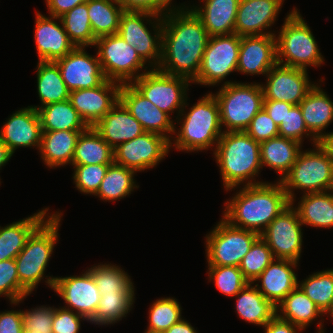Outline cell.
Returning a JSON list of instances; mask_svg holds the SVG:
<instances>
[{
	"label": "cell",
	"instance_id": "cell-56",
	"mask_svg": "<svg viewBox=\"0 0 333 333\" xmlns=\"http://www.w3.org/2000/svg\"><path fill=\"white\" fill-rule=\"evenodd\" d=\"M263 328L265 333H299L303 331L300 327L293 325L290 321L281 319L277 314L267 322Z\"/></svg>",
	"mask_w": 333,
	"mask_h": 333
},
{
	"label": "cell",
	"instance_id": "cell-15",
	"mask_svg": "<svg viewBox=\"0 0 333 333\" xmlns=\"http://www.w3.org/2000/svg\"><path fill=\"white\" fill-rule=\"evenodd\" d=\"M45 282L64 300L67 306L63 308L78 313L88 321L93 317L101 295L88 270L80 276H46Z\"/></svg>",
	"mask_w": 333,
	"mask_h": 333
},
{
	"label": "cell",
	"instance_id": "cell-37",
	"mask_svg": "<svg viewBox=\"0 0 333 333\" xmlns=\"http://www.w3.org/2000/svg\"><path fill=\"white\" fill-rule=\"evenodd\" d=\"M113 162V148L93 127L80 133L71 165L112 164Z\"/></svg>",
	"mask_w": 333,
	"mask_h": 333
},
{
	"label": "cell",
	"instance_id": "cell-27",
	"mask_svg": "<svg viewBox=\"0 0 333 333\" xmlns=\"http://www.w3.org/2000/svg\"><path fill=\"white\" fill-rule=\"evenodd\" d=\"M240 0H202L204 5L189 7L201 19L209 36L235 33V22Z\"/></svg>",
	"mask_w": 333,
	"mask_h": 333
},
{
	"label": "cell",
	"instance_id": "cell-5",
	"mask_svg": "<svg viewBox=\"0 0 333 333\" xmlns=\"http://www.w3.org/2000/svg\"><path fill=\"white\" fill-rule=\"evenodd\" d=\"M62 212L50 216L32 233L24 248L16 256V268L20 284L31 294L41 280L53 255L59 237Z\"/></svg>",
	"mask_w": 333,
	"mask_h": 333
},
{
	"label": "cell",
	"instance_id": "cell-53",
	"mask_svg": "<svg viewBox=\"0 0 333 333\" xmlns=\"http://www.w3.org/2000/svg\"><path fill=\"white\" fill-rule=\"evenodd\" d=\"M88 321L74 311L59 307L54 309L52 333H79L81 321Z\"/></svg>",
	"mask_w": 333,
	"mask_h": 333
},
{
	"label": "cell",
	"instance_id": "cell-32",
	"mask_svg": "<svg viewBox=\"0 0 333 333\" xmlns=\"http://www.w3.org/2000/svg\"><path fill=\"white\" fill-rule=\"evenodd\" d=\"M252 285L248 283L234 296L237 297L235 312L245 322L264 327L277 314V309Z\"/></svg>",
	"mask_w": 333,
	"mask_h": 333
},
{
	"label": "cell",
	"instance_id": "cell-45",
	"mask_svg": "<svg viewBox=\"0 0 333 333\" xmlns=\"http://www.w3.org/2000/svg\"><path fill=\"white\" fill-rule=\"evenodd\" d=\"M275 260L268 244L259 236L242 259L239 269L249 283L254 280Z\"/></svg>",
	"mask_w": 333,
	"mask_h": 333
},
{
	"label": "cell",
	"instance_id": "cell-20",
	"mask_svg": "<svg viewBox=\"0 0 333 333\" xmlns=\"http://www.w3.org/2000/svg\"><path fill=\"white\" fill-rule=\"evenodd\" d=\"M121 84L105 80L100 86L70 92L72 106L89 127H93L119 101Z\"/></svg>",
	"mask_w": 333,
	"mask_h": 333
},
{
	"label": "cell",
	"instance_id": "cell-16",
	"mask_svg": "<svg viewBox=\"0 0 333 333\" xmlns=\"http://www.w3.org/2000/svg\"><path fill=\"white\" fill-rule=\"evenodd\" d=\"M170 141L155 133L144 132L113 149L114 163L141 172L153 168L167 157Z\"/></svg>",
	"mask_w": 333,
	"mask_h": 333
},
{
	"label": "cell",
	"instance_id": "cell-24",
	"mask_svg": "<svg viewBox=\"0 0 333 333\" xmlns=\"http://www.w3.org/2000/svg\"><path fill=\"white\" fill-rule=\"evenodd\" d=\"M35 18L34 39L38 61L54 62L75 48L59 17H48L37 11Z\"/></svg>",
	"mask_w": 333,
	"mask_h": 333
},
{
	"label": "cell",
	"instance_id": "cell-8",
	"mask_svg": "<svg viewBox=\"0 0 333 333\" xmlns=\"http://www.w3.org/2000/svg\"><path fill=\"white\" fill-rule=\"evenodd\" d=\"M313 147L312 150H301L291 170L281 181L293 206L295 189H301L303 195L333 190V162L318 144Z\"/></svg>",
	"mask_w": 333,
	"mask_h": 333
},
{
	"label": "cell",
	"instance_id": "cell-48",
	"mask_svg": "<svg viewBox=\"0 0 333 333\" xmlns=\"http://www.w3.org/2000/svg\"><path fill=\"white\" fill-rule=\"evenodd\" d=\"M111 164L72 165L73 180L77 190L83 194L95 195Z\"/></svg>",
	"mask_w": 333,
	"mask_h": 333
},
{
	"label": "cell",
	"instance_id": "cell-25",
	"mask_svg": "<svg viewBox=\"0 0 333 333\" xmlns=\"http://www.w3.org/2000/svg\"><path fill=\"white\" fill-rule=\"evenodd\" d=\"M299 263L290 260L275 259L254 280V286L260 293L277 307L284 298L298 286V277L294 268Z\"/></svg>",
	"mask_w": 333,
	"mask_h": 333
},
{
	"label": "cell",
	"instance_id": "cell-2",
	"mask_svg": "<svg viewBox=\"0 0 333 333\" xmlns=\"http://www.w3.org/2000/svg\"><path fill=\"white\" fill-rule=\"evenodd\" d=\"M224 203L227 222L259 235L291 204L281 181L244 185Z\"/></svg>",
	"mask_w": 333,
	"mask_h": 333
},
{
	"label": "cell",
	"instance_id": "cell-34",
	"mask_svg": "<svg viewBox=\"0 0 333 333\" xmlns=\"http://www.w3.org/2000/svg\"><path fill=\"white\" fill-rule=\"evenodd\" d=\"M276 309L277 315L281 319L290 321L302 330H305L320 316L325 315L299 286L291 291Z\"/></svg>",
	"mask_w": 333,
	"mask_h": 333
},
{
	"label": "cell",
	"instance_id": "cell-9",
	"mask_svg": "<svg viewBox=\"0 0 333 333\" xmlns=\"http://www.w3.org/2000/svg\"><path fill=\"white\" fill-rule=\"evenodd\" d=\"M146 23L151 24L150 31L153 30V33L149 31ZM162 33L163 16L161 15L147 11H124L121 14L117 34L126 43L132 45L146 63L148 62V67L157 68L161 62Z\"/></svg>",
	"mask_w": 333,
	"mask_h": 333
},
{
	"label": "cell",
	"instance_id": "cell-35",
	"mask_svg": "<svg viewBox=\"0 0 333 333\" xmlns=\"http://www.w3.org/2000/svg\"><path fill=\"white\" fill-rule=\"evenodd\" d=\"M42 131H85V123L70 100L48 104L37 109Z\"/></svg>",
	"mask_w": 333,
	"mask_h": 333
},
{
	"label": "cell",
	"instance_id": "cell-17",
	"mask_svg": "<svg viewBox=\"0 0 333 333\" xmlns=\"http://www.w3.org/2000/svg\"><path fill=\"white\" fill-rule=\"evenodd\" d=\"M265 76L266 84H261L264 100L298 105L315 85L309 80L307 70L279 63H276Z\"/></svg>",
	"mask_w": 333,
	"mask_h": 333
},
{
	"label": "cell",
	"instance_id": "cell-10",
	"mask_svg": "<svg viewBox=\"0 0 333 333\" xmlns=\"http://www.w3.org/2000/svg\"><path fill=\"white\" fill-rule=\"evenodd\" d=\"M94 47L98 49L97 55L107 80L120 84H131L149 71L148 67L145 66L146 62L132 45L126 43L118 34L97 38ZM142 69L144 72L140 73Z\"/></svg>",
	"mask_w": 333,
	"mask_h": 333
},
{
	"label": "cell",
	"instance_id": "cell-33",
	"mask_svg": "<svg viewBox=\"0 0 333 333\" xmlns=\"http://www.w3.org/2000/svg\"><path fill=\"white\" fill-rule=\"evenodd\" d=\"M300 199L295 209L304 226L324 229L333 227V190L307 193Z\"/></svg>",
	"mask_w": 333,
	"mask_h": 333
},
{
	"label": "cell",
	"instance_id": "cell-22",
	"mask_svg": "<svg viewBox=\"0 0 333 333\" xmlns=\"http://www.w3.org/2000/svg\"><path fill=\"white\" fill-rule=\"evenodd\" d=\"M276 36L240 37L237 72L265 76L277 63Z\"/></svg>",
	"mask_w": 333,
	"mask_h": 333
},
{
	"label": "cell",
	"instance_id": "cell-12",
	"mask_svg": "<svg viewBox=\"0 0 333 333\" xmlns=\"http://www.w3.org/2000/svg\"><path fill=\"white\" fill-rule=\"evenodd\" d=\"M190 83L192 84L189 79L182 76L169 75L157 68H149L148 72L134 80L131 85L160 110L169 115L176 111L179 115L188 98L187 90Z\"/></svg>",
	"mask_w": 333,
	"mask_h": 333
},
{
	"label": "cell",
	"instance_id": "cell-14",
	"mask_svg": "<svg viewBox=\"0 0 333 333\" xmlns=\"http://www.w3.org/2000/svg\"><path fill=\"white\" fill-rule=\"evenodd\" d=\"M302 222L295 207L290 204L260 234L275 259L299 263L303 245Z\"/></svg>",
	"mask_w": 333,
	"mask_h": 333
},
{
	"label": "cell",
	"instance_id": "cell-39",
	"mask_svg": "<svg viewBox=\"0 0 333 333\" xmlns=\"http://www.w3.org/2000/svg\"><path fill=\"white\" fill-rule=\"evenodd\" d=\"M137 172L124 166L115 164L114 162L108 167L101 185L94 196H98L100 200L117 201L131 194L134 189H138L134 181V175Z\"/></svg>",
	"mask_w": 333,
	"mask_h": 333
},
{
	"label": "cell",
	"instance_id": "cell-44",
	"mask_svg": "<svg viewBox=\"0 0 333 333\" xmlns=\"http://www.w3.org/2000/svg\"><path fill=\"white\" fill-rule=\"evenodd\" d=\"M182 307L176 298L156 299L149 308L148 327L150 333H164L182 319Z\"/></svg>",
	"mask_w": 333,
	"mask_h": 333
},
{
	"label": "cell",
	"instance_id": "cell-3",
	"mask_svg": "<svg viewBox=\"0 0 333 333\" xmlns=\"http://www.w3.org/2000/svg\"><path fill=\"white\" fill-rule=\"evenodd\" d=\"M214 149L213 155L226 191L240 188L242 184L246 186L264 183L256 181L255 178L263 169L260 143L245 131L223 132Z\"/></svg>",
	"mask_w": 333,
	"mask_h": 333
},
{
	"label": "cell",
	"instance_id": "cell-36",
	"mask_svg": "<svg viewBox=\"0 0 333 333\" xmlns=\"http://www.w3.org/2000/svg\"><path fill=\"white\" fill-rule=\"evenodd\" d=\"M37 92L41 106H32L36 110L51 103L69 99L70 91L65 85L58 65L53 61H38L36 67Z\"/></svg>",
	"mask_w": 333,
	"mask_h": 333
},
{
	"label": "cell",
	"instance_id": "cell-59",
	"mask_svg": "<svg viewBox=\"0 0 333 333\" xmlns=\"http://www.w3.org/2000/svg\"><path fill=\"white\" fill-rule=\"evenodd\" d=\"M164 333H198L192 325L185 319H181L179 322L172 325Z\"/></svg>",
	"mask_w": 333,
	"mask_h": 333
},
{
	"label": "cell",
	"instance_id": "cell-7",
	"mask_svg": "<svg viewBox=\"0 0 333 333\" xmlns=\"http://www.w3.org/2000/svg\"><path fill=\"white\" fill-rule=\"evenodd\" d=\"M216 94L223 132L245 131L263 108L264 93L260 83L225 81Z\"/></svg>",
	"mask_w": 333,
	"mask_h": 333
},
{
	"label": "cell",
	"instance_id": "cell-18",
	"mask_svg": "<svg viewBox=\"0 0 333 333\" xmlns=\"http://www.w3.org/2000/svg\"><path fill=\"white\" fill-rule=\"evenodd\" d=\"M86 47H75L66 56L54 61L69 91L94 88L105 80L101 64L96 57L85 51Z\"/></svg>",
	"mask_w": 333,
	"mask_h": 333
},
{
	"label": "cell",
	"instance_id": "cell-47",
	"mask_svg": "<svg viewBox=\"0 0 333 333\" xmlns=\"http://www.w3.org/2000/svg\"><path fill=\"white\" fill-rule=\"evenodd\" d=\"M30 293L20 284L15 259L0 262V296L19 305Z\"/></svg>",
	"mask_w": 333,
	"mask_h": 333
},
{
	"label": "cell",
	"instance_id": "cell-23",
	"mask_svg": "<svg viewBox=\"0 0 333 333\" xmlns=\"http://www.w3.org/2000/svg\"><path fill=\"white\" fill-rule=\"evenodd\" d=\"M9 117L0 129V138L10 151L14 154L20 147H37L39 150L42 128L37 110L28 106Z\"/></svg>",
	"mask_w": 333,
	"mask_h": 333
},
{
	"label": "cell",
	"instance_id": "cell-21",
	"mask_svg": "<svg viewBox=\"0 0 333 333\" xmlns=\"http://www.w3.org/2000/svg\"><path fill=\"white\" fill-rule=\"evenodd\" d=\"M283 3L284 0H240L235 34L240 37L276 35L268 29L274 25Z\"/></svg>",
	"mask_w": 333,
	"mask_h": 333
},
{
	"label": "cell",
	"instance_id": "cell-58",
	"mask_svg": "<svg viewBox=\"0 0 333 333\" xmlns=\"http://www.w3.org/2000/svg\"><path fill=\"white\" fill-rule=\"evenodd\" d=\"M318 146L325 152L333 162V132L324 133L318 140Z\"/></svg>",
	"mask_w": 333,
	"mask_h": 333
},
{
	"label": "cell",
	"instance_id": "cell-38",
	"mask_svg": "<svg viewBox=\"0 0 333 333\" xmlns=\"http://www.w3.org/2000/svg\"><path fill=\"white\" fill-rule=\"evenodd\" d=\"M86 3L92 32L96 38L118 33L124 9L117 0H88Z\"/></svg>",
	"mask_w": 333,
	"mask_h": 333
},
{
	"label": "cell",
	"instance_id": "cell-60",
	"mask_svg": "<svg viewBox=\"0 0 333 333\" xmlns=\"http://www.w3.org/2000/svg\"><path fill=\"white\" fill-rule=\"evenodd\" d=\"M13 153L0 138V170L11 159Z\"/></svg>",
	"mask_w": 333,
	"mask_h": 333
},
{
	"label": "cell",
	"instance_id": "cell-51",
	"mask_svg": "<svg viewBox=\"0 0 333 333\" xmlns=\"http://www.w3.org/2000/svg\"><path fill=\"white\" fill-rule=\"evenodd\" d=\"M245 132L259 143L279 135L278 126L264 108L255 115Z\"/></svg>",
	"mask_w": 333,
	"mask_h": 333
},
{
	"label": "cell",
	"instance_id": "cell-63",
	"mask_svg": "<svg viewBox=\"0 0 333 333\" xmlns=\"http://www.w3.org/2000/svg\"><path fill=\"white\" fill-rule=\"evenodd\" d=\"M23 333H34V331H32V330H27V329H24V330H23Z\"/></svg>",
	"mask_w": 333,
	"mask_h": 333
},
{
	"label": "cell",
	"instance_id": "cell-4",
	"mask_svg": "<svg viewBox=\"0 0 333 333\" xmlns=\"http://www.w3.org/2000/svg\"><path fill=\"white\" fill-rule=\"evenodd\" d=\"M187 99L184 108L176 117L175 123H181L179 129L174 130L175 137H171L170 147L179 151L194 152L209 150L217 145L223 134L220 123L219 105L213 93L201 97L187 113ZM185 112V113H184ZM183 118H182V117ZM178 131V132H177ZM172 138H174L172 140ZM173 144V145H172Z\"/></svg>",
	"mask_w": 333,
	"mask_h": 333
},
{
	"label": "cell",
	"instance_id": "cell-50",
	"mask_svg": "<svg viewBox=\"0 0 333 333\" xmlns=\"http://www.w3.org/2000/svg\"><path fill=\"white\" fill-rule=\"evenodd\" d=\"M54 309L53 306L42 305L31 310H22L24 329L34 333H52Z\"/></svg>",
	"mask_w": 333,
	"mask_h": 333
},
{
	"label": "cell",
	"instance_id": "cell-19",
	"mask_svg": "<svg viewBox=\"0 0 333 333\" xmlns=\"http://www.w3.org/2000/svg\"><path fill=\"white\" fill-rule=\"evenodd\" d=\"M119 101L142 125L145 132L159 134L171 142V137L168 134H172L173 137L176 128L171 115L160 110L131 84H121Z\"/></svg>",
	"mask_w": 333,
	"mask_h": 333
},
{
	"label": "cell",
	"instance_id": "cell-31",
	"mask_svg": "<svg viewBox=\"0 0 333 333\" xmlns=\"http://www.w3.org/2000/svg\"><path fill=\"white\" fill-rule=\"evenodd\" d=\"M299 107L307 129L319 139L333 121L332 100L320 85L315 84L300 102Z\"/></svg>",
	"mask_w": 333,
	"mask_h": 333
},
{
	"label": "cell",
	"instance_id": "cell-54",
	"mask_svg": "<svg viewBox=\"0 0 333 333\" xmlns=\"http://www.w3.org/2000/svg\"><path fill=\"white\" fill-rule=\"evenodd\" d=\"M23 316L21 310L0 312V333H23Z\"/></svg>",
	"mask_w": 333,
	"mask_h": 333
},
{
	"label": "cell",
	"instance_id": "cell-26",
	"mask_svg": "<svg viewBox=\"0 0 333 333\" xmlns=\"http://www.w3.org/2000/svg\"><path fill=\"white\" fill-rule=\"evenodd\" d=\"M93 128L113 149L145 132L120 101Z\"/></svg>",
	"mask_w": 333,
	"mask_h": 333
},
{
	"label": "cell",
	"instance_id": "cell-42",
	"mask_svg": "<svg viewBox=\"0 0 333 333\" xmlns=\"http://www.w3.org/2000/svg\"><path fill=\"white\" fill-rule=\"evenodd\" d=\"M135 294H103L98 307L89 320L95 325H113L125 318L132 311Z\"/></svg>",
	"mask_w": 333,
	"mask_h": 333
},
{
	"label": "cell",
	"instance_id": "cell-43",
	"mask_svg": "<svg viewBox=\"0 0 333 333\" xmlns=\"http://www.w3.org/2000/svg\"><path fill=\"white\" fill-rule=\"evenodd\" d=\"M308 276L298 286L325 314L333 306V268Z\"/></svg>",
	"mask_w": 333,
	"mask_h": 333
},
{
	"label": "cell",
	"instance_id": "cell-1",
	"mask_svg": "<svg viewBox=\"0 0 333 333\" xmlns=\"http://www.w3.org/2000/svg\"><path fill=\"white\" fill-rule=\"evenodd\" d=\"M210 36L191 8H174L163 16L162 55L158 70L197 77Z\"/></svg>",
	"mask_w": 333,
	"mask_h": 333
},
{
	"label": "cell",
	"instance_id": "cell-41",
	"mask_svg": "<svg viewBox=\"0 0 333 333\" xmlns=\"http://www.w3.org/2000/svg\"><path fill=\"white\" fill-rule=\"evenodd\" d=\"M59 18L75 47L94 46L97 38L92 32L86 2L77 5Z\"/></svg>",
	"mask_w": 333,
	"mask_h": 333
},
{
	"label": "cell",
	"instance_id": "cell-29",
	"mask_svg": "<svg viewBox=\"0 0 333 333\" xmlns=\"http://www.w3.org/2000/svg\"><path fill=\"white\" fill-rule=\"evenodd\" d=\"M84 131H42L39 152L49 168L72 163L77 139Z\"/></svg>",
	"mask_w": 333,
	"mask_h": 333
},
{
	"label": "cell",
	"instance_id": "cell-49",
	"mask_svg": "<svg viewBox=\"0 0 333 333\" xmlns=\"http://www.w3.org/2000/svg\"><path fill=\"white\" fill-rule=\"evenodd\" d=\"M279 136L285 137L303 143L304 136L310 137L312 144H317V138L307 129L302 111L298 105H293L290 110H287V114L284 121L278 126Z\"/></svg>",
	"mask_w": 333,
	"mask_h": 333
},
{
	"label": "cell",
	"instance_id": "cell-30",
	"mask_svg": "<svg viewBox=\"0 0 333 333\" xmlns=\"http://www.w3.org/2000/svg\"><path fill=\"white\" fill-rule=\"evenodd\" d=\"M301 149H303L301 143L279 135L263 141L260 143L262 168L268 166L275 170L280 174L278 181H282L296 162Z\"/></svg>",
	"mask_w": 333,
	"mask_h": 333
},
{
	"label": "cell",
	"instance_id": "cell-40",
	"mask_svg": "<svg viewBox=\"0 0 333 333\" xmlns=\"http://www.w3.org/2000/svg\"><path fill=\"white\" fill-rule=\"evenodd\" d=\"M88 271L98 287L100 295L103 294H135L133 282L122 268L114 264L93 265Z\"/></svg>",
	"mask_w": 333,
	"mask_h": 333
},
{
	"label": "cell",
	"instance_id": "cell-28",
	"mask_svg": "<svg viewBox=\"0 0 333 333\" xmlns=\"http://www.w3.org/2000/svg\"><path fill=\"white\" fill-rule=\"evenodd\" d=\"M49 208H43L30 217L0 226V262L15 259L32 233L49 217Z\"/></svg>",
	"mask_w": 333,
	"mask_h": 333
},
{
	"label": "cell",
	"instance_id": "cell-57",
	"mask_svg": "<svg viewBox=\"0 0 333 333\" xmlns=\"http://www.w3.org/2000/svg\"><path fill=\"white\" fill-rule=\"evenodd\" d=\"M50 16L61 17L77 5L83 4L88 0H45Z\"/></svg>",
	"mask_w": 333,
	"mask_h": 333
},
{
	"label": "cell",
	"instance_id": "cell-52",
	"mask_svg": "<svg viewBox=\"0 0 333 333\" xmlns=\"http://www.w3.org/2000/svg\"><path fill=\"white\" fill-rule=\"evenodd\" d=\"M124 11H147L157 15L164 16L174 8H189L181 4L174 6L172 0H117Z\"/></svg>",
	"mask_w": 333,
	"mask_h": 333
},
{
	"label": "cell",
	"instance_id": "cell-61",
	"mask_svg": "<svg viewBox=\"0 0 333 333\" xmlns=\"http://www.w3.org/2000/svg\"><path fill=\"white\" fill-rule=\"evenodd\" d=\"M322 322H324V321L320 320L319 323H318V326H317V329L319 328L318 331H317L318 333H325L324 329H323L324 326H323Z\"/></svg>",
	"mask_w": 333,
	"mask_h": 333
},
{
	"label": "cell",
	"instance_id": "cell-46",
	"mask_svg": "<svg viewBox=\"0 0 333 333\" xmlns=\"http://www.w3.org/2000/svg\"><path fill=\"white\" fill-rule=\"evenodd\" d=\"M208 277L214 281L217 289L228 297H234L249 282L237 266H207Z\"/></svg>",
	"mask_w": 333,
	"mask_h": 333
},
{
	"label": "cell",
	"instance_id": "cell-6",
	"mask_svg": "<svg viewBox=\"0 0 333 333\" xmlns=\"http://www.w3.org/2000/svg\"><path fill=\"white\" fill-rule=\"evenodd\" d=\"M276 37L277 63L307 70L325 61L316 39L296 7L285 17ZM285 59V60H284Z\"/></svg>",
	"mask_w": 333,
	"mask_h": 333
},
{
	"label": "cell",
	"instance_id": "cell-55",
	"mask_svg": "<svg viewBox=\"0 0 333 333\" xmlns=\"http://www.w3.org/2000/svg\"><path fill=\"white\" fill-rule=\"evenodd\" d=\"M292 106L290 103L275 100H264L263 102V108L277 126L284 121L287 110H290Z\"/></svg>",
	"mask_w": 333,
	"mask_h": 333
},
{
	"label": "cell",
	"instance_id": "cell-11",
	"mask_svg": "<svg viewBox=\"0 0 333 333\" xmlns=\"http://www.w3.org/2000/svg\"><path fill=\"white\" fill-rule=\"evenodd\" d=\"M260 235L254 231L235 227L223 217L206 235L208 266H237Z\"/></svg>",
	"mask_w": 333,
	"mask_h": 333
},
{
	"label": "cell",
	"instance_id": "cell-13",
	"mask_svg": "<svg viewBox=\"0 0 333 333\" xmlns=\"http://www.w3.org/2000/svg\"><path fill=\"white\" fill-rule=\"evenodd\" d=\"M239 48L240 36L235 33L210 37L199 73L192 83L215 86L232 72H237Z\"/></svg>",
	"mask_w": 333,
	"mask_h": 333
},
{
	"label": "cell",
	"instance_id": "cell-62",
	"mask_svg": "<svg viewBox=\"0 0 333 333\" xmlns=\"http://www.w3.org/2000/svg\"><path fill=\"white\" fill-rule=\"evenodd\" d=\"M327 314L333 319V306L325 313V315Z\"/></svg>",
	"mask_w": 333,
	"mask_h": 333
}]
</instances>
